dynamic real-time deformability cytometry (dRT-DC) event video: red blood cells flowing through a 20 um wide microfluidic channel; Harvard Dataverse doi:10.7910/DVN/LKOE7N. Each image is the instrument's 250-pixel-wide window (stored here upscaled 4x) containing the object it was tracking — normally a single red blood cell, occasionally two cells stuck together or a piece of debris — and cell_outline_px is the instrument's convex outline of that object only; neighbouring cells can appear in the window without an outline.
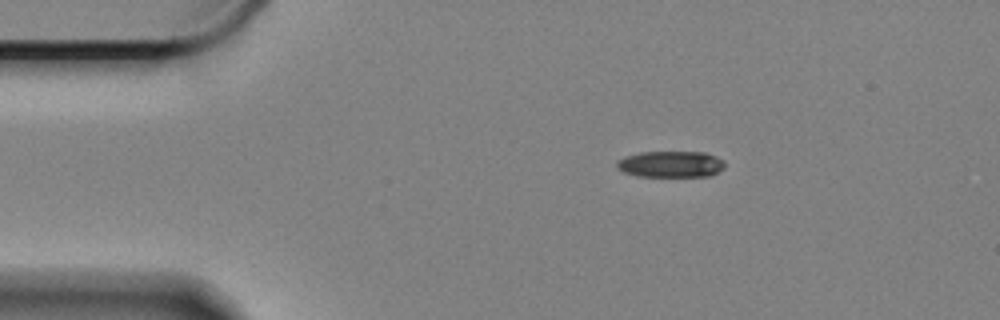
{"species": "Egyptian fruit bat (a non-hibernating species)", "species_latin": "Rousettus aegyptiacus", "temperature_condition": "cold", "stored_images_in_passage": 50, "camera_frame_rate_fps": 3000, "um_per_image_px": 0.085, "animal": {"sex": "female"}, "frame": {"image": 1, "passage_image": 1, "time_ms": 0.0, "image_size_px": [1000, 320], "cell_outline_px": [[724, 168], [712, 176], [636, 176], [624, 172], [616, 168], [616, 160], [624, 156], [640, 152], [704, 152], [716, 156], [724, 160]], "centroid_in_image_um": [57.0, 13.95], "position_along_channel_um": 28.0, "area_um2": 16.76}}
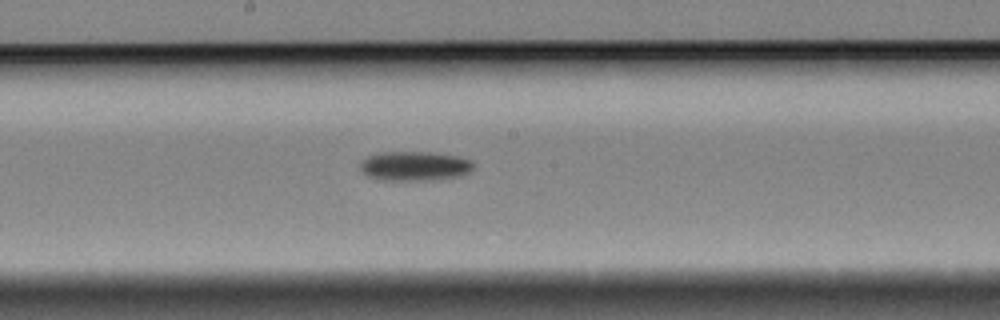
{"frame": {"image": 2, "passage_image": 22, "time_ms": 7.0, "image_size_px": [1000, 320], "cell_outline_px": [[472, 168], [464, 176], [428, 180], [380, 180], [368, 176], [360, 168], [360, 160], [368, 156], [380, 152], [436, 152], [460, 156], [472, 160]], "centroid_in_image_um": [35.26, 14.1], "position_along_channel_um": 212.9, "area_um2": 19.65}}
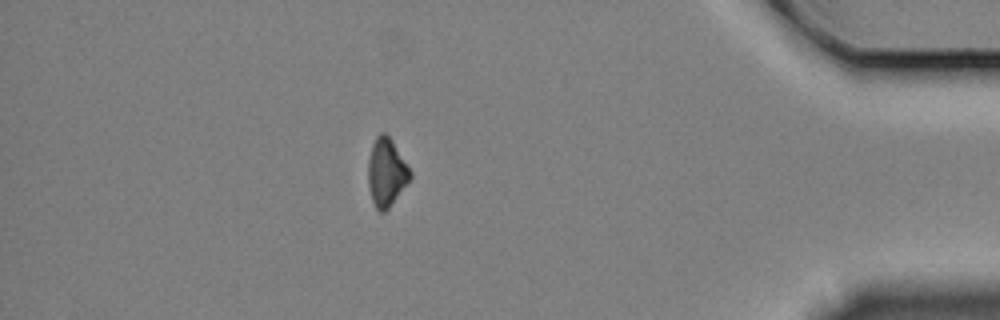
{"frame": {"image": 3, "passage_image": 43, "time_ms": 14.0, "image_size_px": [1000, 320], "cell_outline_px": [[412, 176], [388, 208], [384, 212], [380, 212], [376, 208], [372, 200], [368, 184], [368, 160], [372, 144], [376, 136], [380, 132], [384, 132], [392, 140], [412, 172]], "centroid_in_image_um": [32.83, 14.62], "position_along_channel_um": 402.4, "area_um2": 16.47}, "authors_computed_cell_mechanics": {"area_um2": 17.8024, "velocity_mm_per_s": 3.3311, "shape_relaxation_time_tau1_ms": 4.4119, "shape_relaxation_time_tau2_ms": null, "deformation_change_tau1": 0.1073, "deformation_change_tau2": null}}